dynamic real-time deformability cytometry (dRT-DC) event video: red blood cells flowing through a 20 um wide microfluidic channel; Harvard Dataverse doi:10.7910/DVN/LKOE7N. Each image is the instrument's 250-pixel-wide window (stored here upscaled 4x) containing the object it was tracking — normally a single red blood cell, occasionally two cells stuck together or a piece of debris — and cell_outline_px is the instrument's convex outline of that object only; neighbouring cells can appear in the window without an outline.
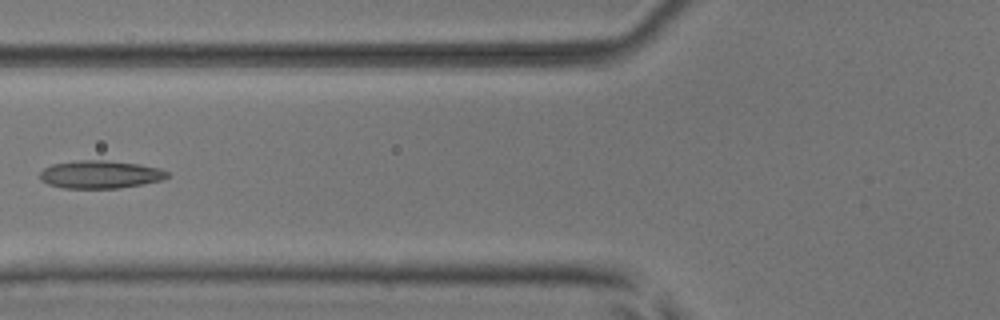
{"species": "common noctule bat (a hibernating species)", "species_latin": "Nyctalus noctula", "temperature_condition": "room temperature", "stored_images_in_passage": 7, "camera_frame_rate_fps": 3000, "um_per_image_px": 0.085, "animal": {"sex": "male", "body_mass_g": 17.9, "forearm_length_mm": 54.2}, "frame": {"image": 1, "passage_image": 6, "time_ms": 1.667, "image_size_px": [1000, 320], "cell_outline_px": [[168, 176], [160, 180], [144, 184], [120, 188], [64, 188], [48, 184], [40, 180], [40, 172], [44, 168], [52, 164], [80, 160], [104, 160], [140, 164], [160, 168], [168, 172]], "centroid_in_image_um": [8.51, 14.83], "position_along_channel_um": 117.3, "area_um2": 20.69}}
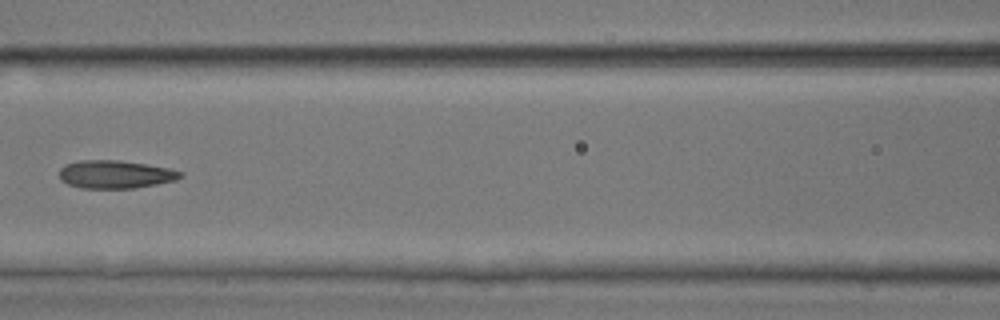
{"frame": {"image": 2, "passage_image": 7, "time_ms": 2.0, "image_size_px": [1000, 320], "cell_outline_px": [[184, 176], [176, 180], [156, 184], [132, 188], [80, 188], [68, 184], [60, 180], [60, 168], [64, 164], [80, 160], [116, 160], [144, 164], [168, 168], [184, 172]], "centroid_in_image_um": [9.79, 14.82], "position_along_channel_um": 156.8, "area_um2": 19.77}}